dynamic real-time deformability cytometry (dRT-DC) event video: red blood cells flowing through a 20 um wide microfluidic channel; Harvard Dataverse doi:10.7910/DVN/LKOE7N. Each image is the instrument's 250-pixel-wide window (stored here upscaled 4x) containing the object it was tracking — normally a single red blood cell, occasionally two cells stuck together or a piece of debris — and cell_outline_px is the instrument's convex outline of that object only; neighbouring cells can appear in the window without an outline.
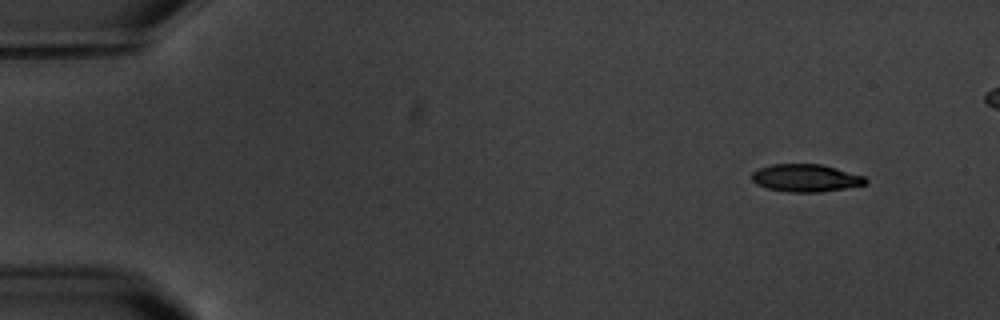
{"species": "common noctule bat (a hibernating species)", "species_latin": "Nyctalus noctula", "temperature_condition": "warm", "stored_images_in_passage": 11, "camera_frame_rate_fps": 3000, "um_per_image_px": 0.085, "animal": {"sex": "male", "body_mass_g": 20.1, "forearm_length_mm": 53.5}, "frame": {"image": 1, "passage_image": 1, "time_ms": 0.0, "image_size_px": [1000, 320], "cell_outline_px": [[868, 184], [820, 192], [788, 192], [768, 188], [756, 184], [752, 180], [752, 172], [760, 168], [772, 164], [820, 164], [836, 168], [864, 176], [868, 180]], "centroid_in_image_um": [68.5, 15.13], "position_along_channel_um": 16.5, "area_um2": 18.21}}
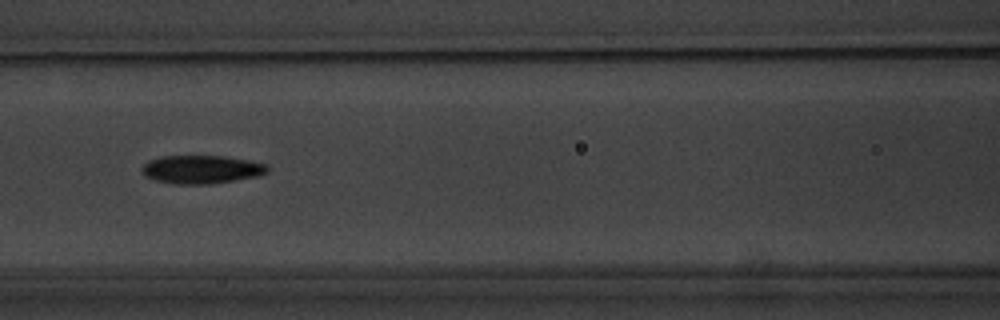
{"frame": {"image": 2, "passage_image": 7, "time_ms": 7.0, "image_size_px": [1000, 320], "cell_outline_px": [[268, 172], [260, 176], [208, 184], [172, 184], [156, 180], [144, 176], [140, 172], [140, 168], [148, 160], [160, 156], [224, 156], [268, 164]], "centroid_in_image_um": [17.09, 14.4], "position_along_channel_um": 149.5, "area_um2": 20.87}}
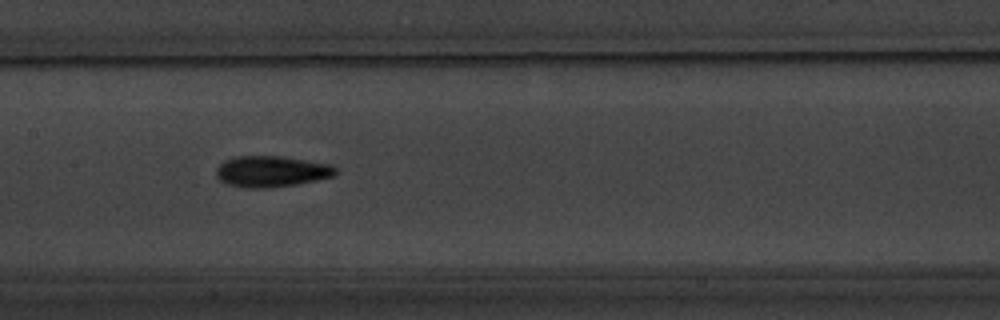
{"frame": {"image": 3, "passage_image": 8, "time_ms": 8.0, "image_size_px": [1000, 320], "cell_outline_px": [[336, 176], [296, 184], [272, 188], [244, 188], [228, 184], [220, 180], [216, 176], [216, 168], [224, 160], [232, 156], [280, 156], [332, 164], [336, 168]], "centroid_in_image_um": [23.06, 14.57], "position_along_channel_um": 184.3, "area_um2": 21.85}}